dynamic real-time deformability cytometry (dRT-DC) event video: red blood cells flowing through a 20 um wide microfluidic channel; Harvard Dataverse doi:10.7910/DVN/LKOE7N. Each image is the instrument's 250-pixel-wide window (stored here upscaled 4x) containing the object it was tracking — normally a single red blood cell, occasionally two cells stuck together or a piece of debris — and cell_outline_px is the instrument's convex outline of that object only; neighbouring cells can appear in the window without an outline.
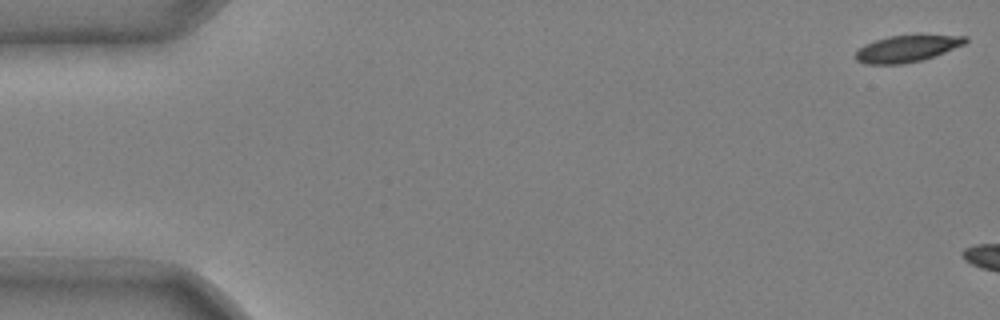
{"species": "common noctule bat (a hibernating species)", "species_latin": "Nyctalus noctula", "temperature_condition": "cold", "stored_images_in_passage": 5, "camera_frame_rate_fps": 3000, "um_per_image_px": 0.085, "animal": {"sex": "male", "body_mass_g": 20.4}, "frame": {"image": 1, "passage_image": 1, "time_ms": 0.0, "image_size_px": [1000, 320], "cell_outline_px": [[968, 40], [964, 44], [944, 52], [920, 60], [904, 64], [864, 64], [856, 60], [852, 56], [864, 44], [888, 36], [916, 32], [968, 36]], "centroid_in_image_um": [77.11, 4.07], "position_along_channel_um": 7.9, "area_um2": 17.86}}